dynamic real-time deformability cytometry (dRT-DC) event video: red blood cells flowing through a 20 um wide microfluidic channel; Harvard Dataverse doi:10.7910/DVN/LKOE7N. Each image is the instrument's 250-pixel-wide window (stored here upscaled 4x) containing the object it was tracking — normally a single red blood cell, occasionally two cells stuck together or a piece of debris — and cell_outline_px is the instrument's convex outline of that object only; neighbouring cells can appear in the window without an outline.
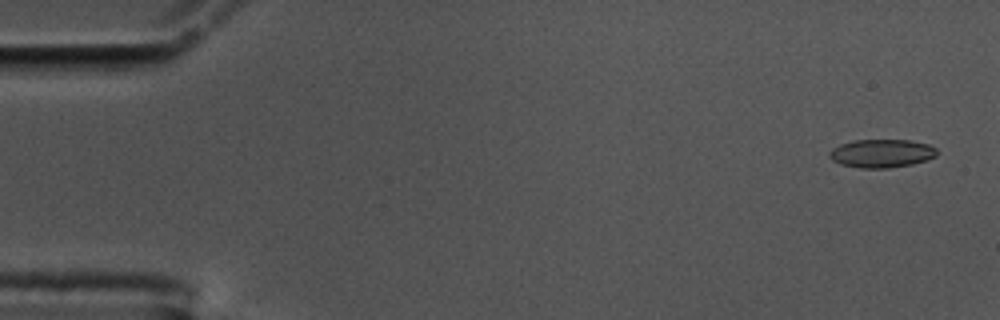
{"species": "common noctule bat (a hibernating species)", "species_latin": "Nyctalus noctula", "temperature_condition": "cold", "stored_images_in_passage": 55, "camera_frame_rate_fps": 3000, "um_per_image_px": 0.085, "animal": {"sex": "male", "body_mass_g": 17.5, "forearm_length_mm": 52.3}, "frame": {"image": 1, "passage_image": 1, "time_ms": 0.0, "image_size_px": [1000, 320], "cell_outline_px": [[936, 156], [928, 160], [912, 164], [888, 168], [860, 168], [840, 164], [832, 160], [828, 156], [828, 152], [832, 148], [840, 144], [852, 140], [908, 140], [928, 144], [936, 148]], "centroid_in_image_um": [74.91, 13.04], "position_along_channel_um": 10.1, "area_um2": 17.86}}
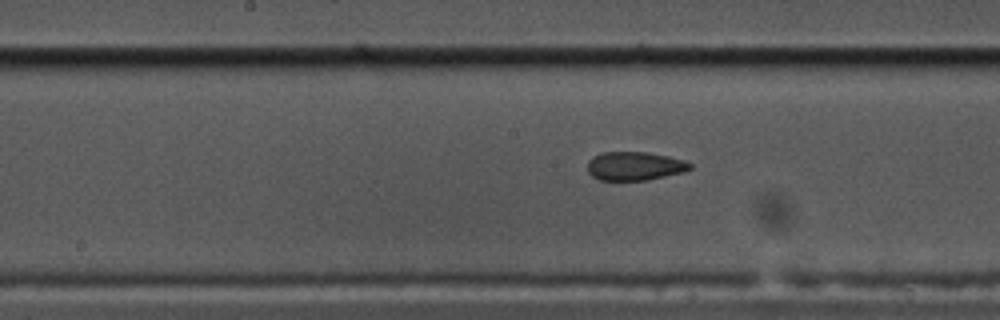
{"frame": {"image": 2, "passage_image": 27, "time_ms": 8.667, "image_size_px": [1000, 320], "cell_outline_px": [[692, 168], [684, 172], [648, 180], [600, 180], [592, 176], [588, 172], [588, 160], [592, 156], [600, 152], [648, 152], [668, 156], [684, 160], [692, 164]], "centroid_in_image_um": [53.94, 14.11], "position_along_channel_um": 194.3, "area_um2": 17.28}}
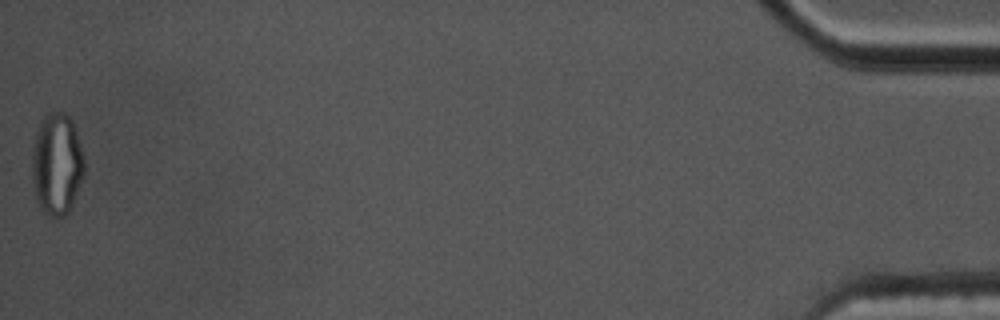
{"frame": {"image": 3, "passage_image": 55, "time_ms": 18.0, "image_size_px": [1000, 320], "cell_outline_px": [[84, 176], [72, 204], [68, 212], [64, 216], [48, 216], [40, 208], [36, 200], [32, 180], [32, 148], [36, 132], [40, 120], [44, 116], [52, 112], [64, 112], [72, 120], [84, 156]], "centroid_in_image_um": [4.82, 13.95], "position_along_channel_um": 430.4, "area_um2": 31.21}, "authors_computed_cell_mechanics": {"area_um2": 18.1492, "velocity_mm_per_s": 3.5737, "shape_relaxation_time_tau1_ms": null, "shape_relaxation_time_tau2_ms": 1.6355, "deformation_change_tau1": null, "deformation_change_tau2": 0.0691}}